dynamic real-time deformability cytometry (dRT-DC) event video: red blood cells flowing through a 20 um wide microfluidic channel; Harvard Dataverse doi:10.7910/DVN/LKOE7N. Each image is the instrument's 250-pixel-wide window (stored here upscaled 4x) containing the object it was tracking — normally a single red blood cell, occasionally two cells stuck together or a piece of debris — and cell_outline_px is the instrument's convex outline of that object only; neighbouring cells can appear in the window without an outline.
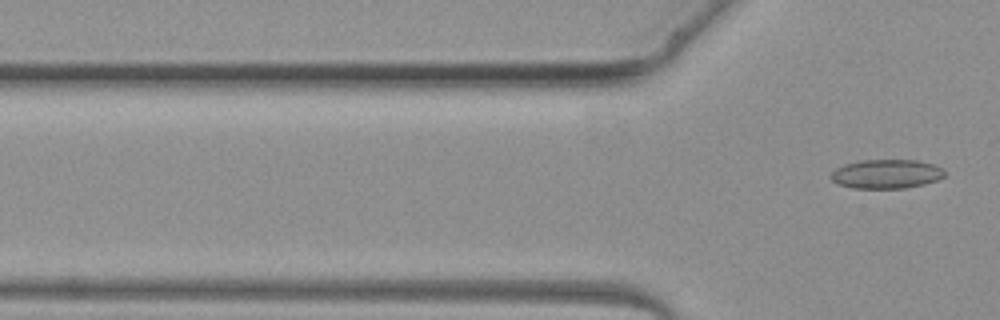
{"species": "common noctule bat (a hibernating species)", "species_latin": "Nyctalus noctula", "temperature_condition": "warm", "stored_images_in_passage": 6, "segment_of_instrument_passage": [2, 2], "camera_frame_rate_fps": 3000, "um_per_image_px": 0.085, "animal": {"sex": "female", "body_mass_g": 19.3, "forearm_length_mm": 54.1}, "frame": {"image": 1, "passage_image": 6, "time_ms": 7.333, "image_size_px": [1000, 320], "cell_outline_px": [[948, 172], [944, 176], [936, 180], [924, 184], [904, 188], [852, 188], [836, 184], [828, 176], [836, 168], [844, 164], [860, 160], [916, 160], [936, 164], [944, 168]], "centroid_in_image_um": [75.35, 14.78], "position_along_channel_um": 50.4, "area_um2": 19.59}}